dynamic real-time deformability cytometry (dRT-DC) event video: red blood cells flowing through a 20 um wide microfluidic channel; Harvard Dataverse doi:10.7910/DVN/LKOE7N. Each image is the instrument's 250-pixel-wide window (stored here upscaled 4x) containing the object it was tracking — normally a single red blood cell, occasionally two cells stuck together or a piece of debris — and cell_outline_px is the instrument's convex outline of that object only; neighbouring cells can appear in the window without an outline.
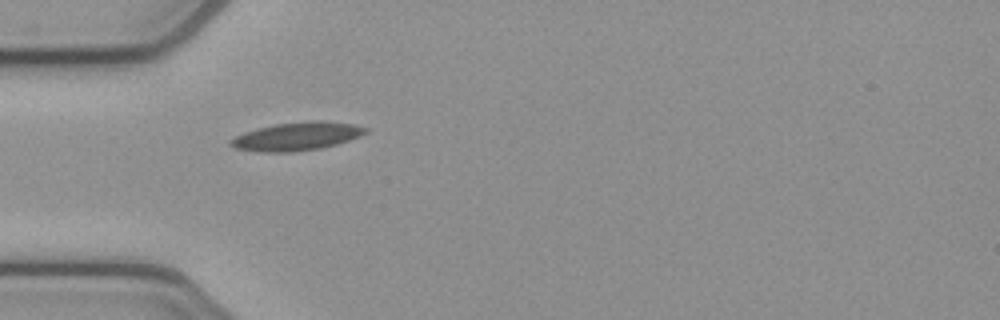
{"species": "common noctule bat (a hibernating species)", "species_latin": "Nyctalus noctula", "temperature_condition": "cold", "stored_images_in_passage": 21, "camera_frame_rate_fps": 3000, "um_per_image_px": 0.085, "animal": {"sex": "female", "body_mass_g": 21.9}, "frame": {"image": 1, "passage_image": 1, "time_ms": 0.0, "image_size_px": [1000, 320], "cell_outline_px": [[368, 132], [360, 136], [336, 144], [320, 148], [296, 152], [260, 152], [236, 148], [228, 144], [228, 140], [244, 132], [276, 124], [312, 120], [324, 120], [352, 124], [368, 128]], "centroid_in_image_um": [25.23, 11.59], "position_along_channel_um": 59.8, "area_um2": 22.2}}